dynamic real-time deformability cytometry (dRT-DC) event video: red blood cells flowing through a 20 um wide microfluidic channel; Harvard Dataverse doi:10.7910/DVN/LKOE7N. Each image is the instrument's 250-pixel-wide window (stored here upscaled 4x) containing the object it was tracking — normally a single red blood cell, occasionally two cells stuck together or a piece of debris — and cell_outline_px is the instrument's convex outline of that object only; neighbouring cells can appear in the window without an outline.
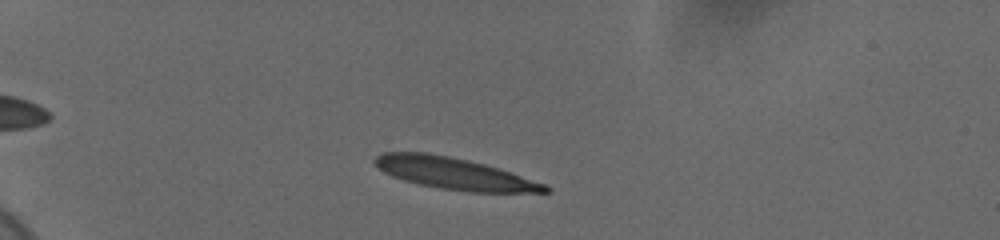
{"species": "human", "species_latin": "Homo sapiens", "temperature_condition": "cold", "stored_images_in_passage": 47, "camera_frame_rate_fps": 3000, "um_per_image_px": 0.085, "donor": {"sex": "female"}, "frame": {"image": 1, "passage_image": 6, "time_ms": 1.667, "image_size_px": [1000, 240], "cell_outline_px": [[552, 188], [548, 192], [468, 192], [436, 188], [416, 184], [392, 176], [384, 172], [372, 160], [380, 152], [424, 152], [448, 156], [468, 160], [484, 164], [544, 184]], "centroid_in_image_um": [38.53, 14.75], "position_along_channel_um": 46.5, "area_um2": 31.15}}
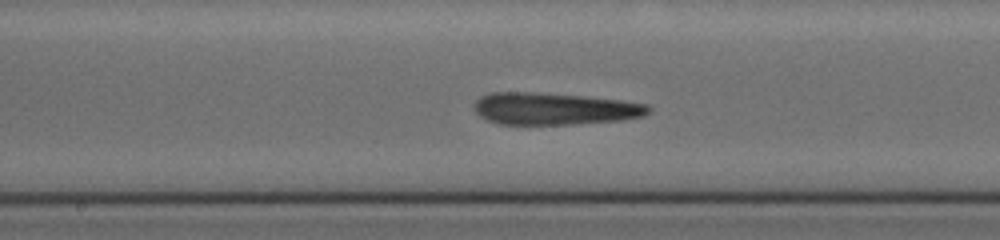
{"frame": {"image": 2, "passage_image": 23, "time_ms": 7.333, "image_size_px": [1000, 240], "cell_outline_px": [[652, 108], [644, 116], [620, 120], [572, 124], [500, 124], [488, 120], [480, 116], [476, 112], [476, 100], [480, 96], [492, 92], [532, 92], [580, 96], [620, 100], [648, 104]], "centroid_in_image_um": [47.13, 9.24], "position_along_channel_um": 201.1, "area_um2": 32.25}}
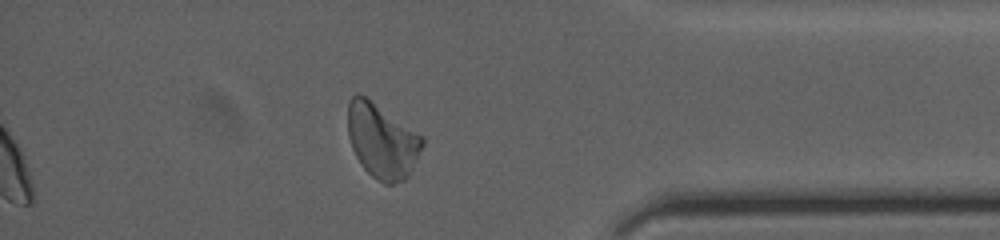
{"frame": {"image": 3, "passage_image": 41, "time_ms": 13.333, "image_size_px": [1000, 240], "cell_outline_px": [[424, 144], [408, 176], [404, 180], [392, 184], [384, 184], [376, 180], [360, 164], [352, 148], [348, 136], [348, 100], [356, 92], [364, 96], [424, 136]], "centroid_in_image_um": [32.46, 11.98], "position_along_channel_um": 402.7, "area_um2": 32.31}, "authors_computed_cell_mechanics": {"area_um2": 31.9634, "velocity_mm_per_s": 3.6558, "shape_relaxation_time_tau1_ms": 5.143, "shape_relaxation_time_tau2_ms": 2.7441, "deformation_change_tau1": 0.2253, "deformation_change_tau2": 0.1522}}